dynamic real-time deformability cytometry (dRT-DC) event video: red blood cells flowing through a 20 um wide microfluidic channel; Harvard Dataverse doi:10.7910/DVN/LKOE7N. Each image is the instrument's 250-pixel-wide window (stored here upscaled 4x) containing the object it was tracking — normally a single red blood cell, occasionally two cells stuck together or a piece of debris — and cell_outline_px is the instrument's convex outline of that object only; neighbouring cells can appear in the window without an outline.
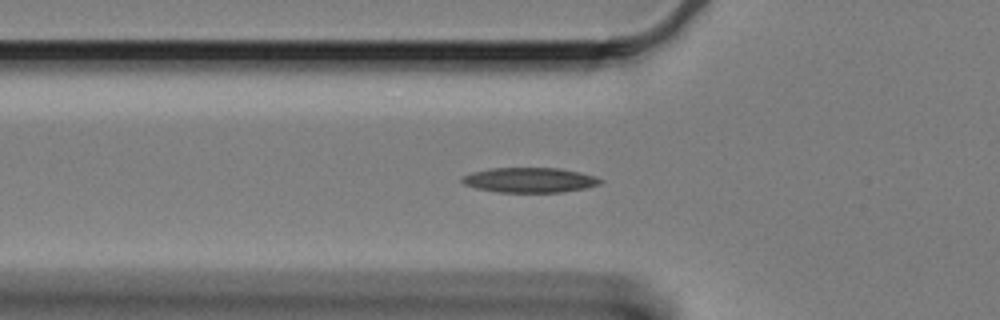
{"species": "Egyptian fruit bat (a non-hibernating species)", "species_latin": "Rousettus aegyptiacus", "temperature_condition": "cold", "stored_images_in_passage": 41, "camera_frame_rate_fps": 3000, "um_per_image_px": 0.085, "animal": {"sex": "female"}, "frame": {"image": 1, "passage_image": 2, "time_ms": 0.333, "image_size_px": [1000, 320], "cell_outline_px": [[604, 180], [600, 184], [584, 188], [564, 192], [496, 192], [476, 188], [464, 184], [460, 180], [464, 176], [472, 172], [492, 168], [560, 168], [580, 172], [596, 176]], "centroid_in_image_um": [45.05, 15.3], "position_along_channel_um": 80.8, "area_um2": 20.11}}
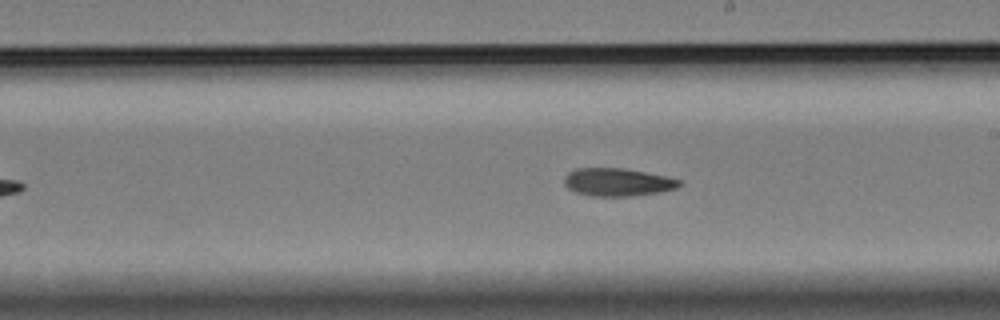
{"frame": {"image": 2, "passage_image": 16, "time_ms": 5.0, "image_size_px": [1000, 320], "cell_outline_px": [[680, 184], [676, 188], [660, 192], [632, 196], [588, 196], [576, 192], [568, 188], [564, 184], [564, 176], [568, 172], [576, 168], [624, 168], [664, 176], [680, 180]], "centroid_in_image_um": [52.44, 15.48], "position_along_channel_um": 236.6, "area_um2": 18.67}}
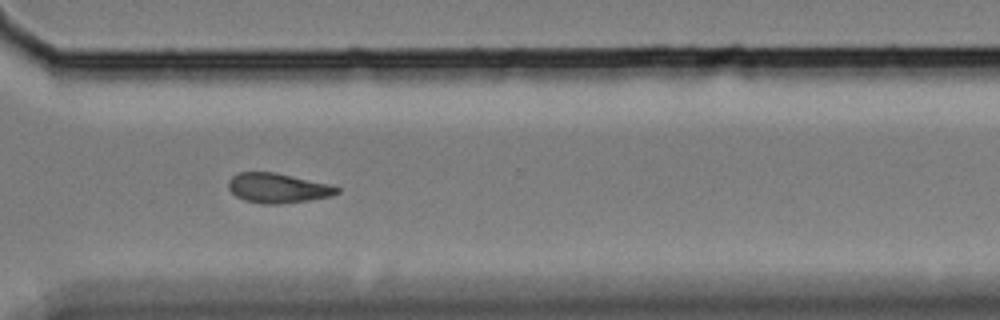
{"frame": {"image": 3, "passage_image": 26, "time_ms": 8.333, "image_size_px": [1000, 320], "cell_outline_px": [[340, 192], [332, 196], [308, 200], [280, 204], [260, 204], [244, 200], [236, 196], [228, 188], [228, 180], [232, 176], [240, 172], [272, 172], [328, 184], [340, 188]], "centroid_in_image_um": [23.58, 16.0], "position_along_channel_um": 347.0, "area_um2": 18.67}}